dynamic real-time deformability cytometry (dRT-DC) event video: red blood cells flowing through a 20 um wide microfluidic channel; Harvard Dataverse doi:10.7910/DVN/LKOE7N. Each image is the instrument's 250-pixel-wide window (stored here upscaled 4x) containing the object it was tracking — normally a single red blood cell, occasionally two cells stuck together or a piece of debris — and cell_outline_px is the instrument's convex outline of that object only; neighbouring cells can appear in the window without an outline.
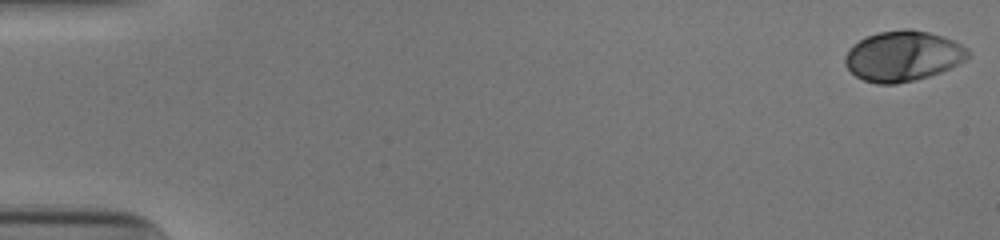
{"species": "human", "species_latin": "Homo sapiens", "temperature_condition": "cold", "stored_images_in_passage": 53, "camera_frame_rate_fps": 3000, "um_per_image_px": 0.085, "donor": {"sex": "male"}, "frame": {"image": 1, "passage_image": 1, "time_ms": 0.0, "image_size_px": [1000, 240], "cell_outline_px": [[968, 56], [964, 60], [940, 72], [916, 80], [896, 84], [876, 84], [864, 80], [856, 76], [844, 64], [844, 56], [852, 44], [864, 36], [880, 32], [904, 28], [908, 28], [928, 32], [944, 36], [968, 48]], "centroid_in_image_um": [76.7, 4.75], "position_along_channel_um": 8.3, "area_um2": 36.13}}
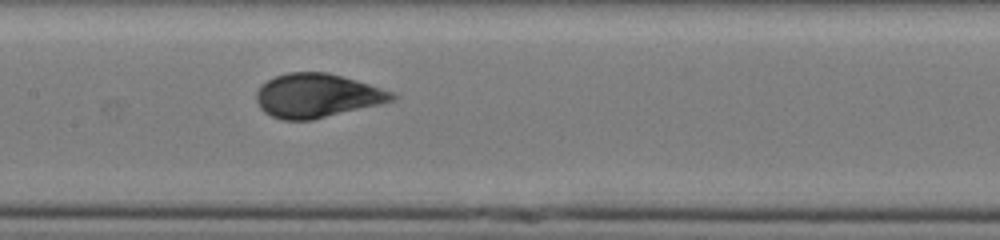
{"frame": {"image": 2, "passage_image": 27, "time_ms": 8.667, "image_size_px": [1000, 240], "cell_outline_px": [[396, 100], [380, 104], [312, 120], [280, 120], [264, 112], [260, 108], [256, 100], [256, 92], [260, 84], [276, 76], [288, 72], [328, 72], [356, 80], [392, 92], [396, 96]], "centroid_in_image_um": [26.91, 8.13], "position_along_channel_um": 180.5, "area_um2": 34.68}}
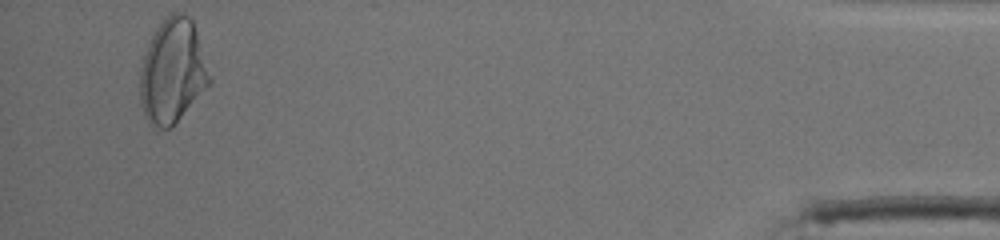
{"frame": {"image": 3, "passage_image": 51, "time_ms": 16.667, "image_size_px": [1000, 240], "cell_outline_px": [[212, 80], [180, 116], [168, 128], [160, 128], [148, 124], [140, 104], [140, 72], [144, 56], [148, 44], [156, 28], [172, 12], [184, 12], [192, 20]], "centroid_in_image_um": [14.63, 6.04], "position_along_channel_um": 420.6, "area_um2": 41.27}, "authors_computed_cell_mechanics": {"area_um2": 34.969, "velocity_mm_per_s": 3.8974, "shape_relaxation_time_tau1_ms": 3.5408, "shape_relaxation_time_tau2_ms": null, "deformation_change_tau1": 0.1838, "deformation_change_tau2": null}}